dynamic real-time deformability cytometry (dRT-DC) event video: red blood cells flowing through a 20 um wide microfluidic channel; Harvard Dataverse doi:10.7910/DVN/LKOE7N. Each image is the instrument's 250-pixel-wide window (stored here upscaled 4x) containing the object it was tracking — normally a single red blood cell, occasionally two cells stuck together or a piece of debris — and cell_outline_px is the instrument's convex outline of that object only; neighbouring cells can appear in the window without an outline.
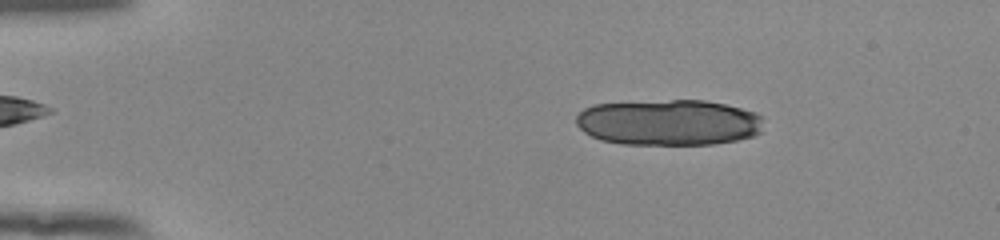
{"species": "human", "species_latin": "Homo sapiens", "temperature_condition": "room temperature", "stored_images_in_passage": 21, "camera_frame_rate_fps": 3000, "um_per_image_px": 0.085, "donor": {"sex": "female"}, "frame": {"image": 1, "passage_image": 9, "time_ms": 2.667, "image_size_px": [1000, 240], "cell_outline_px": [[764, 116], [760, 132], [752, 136], [736, 140], [712, 144], [620, 144], [600, 140], [584, 132], [576, 124], [576, 116], [584, 108], [596, 104], [672, 100], [704, 100], [724, 104], [756, 112]], "centroid_in_image_um": [56.84, 10.41], "position_along_channel_um": 28.2, "area_um2": 50.17}}